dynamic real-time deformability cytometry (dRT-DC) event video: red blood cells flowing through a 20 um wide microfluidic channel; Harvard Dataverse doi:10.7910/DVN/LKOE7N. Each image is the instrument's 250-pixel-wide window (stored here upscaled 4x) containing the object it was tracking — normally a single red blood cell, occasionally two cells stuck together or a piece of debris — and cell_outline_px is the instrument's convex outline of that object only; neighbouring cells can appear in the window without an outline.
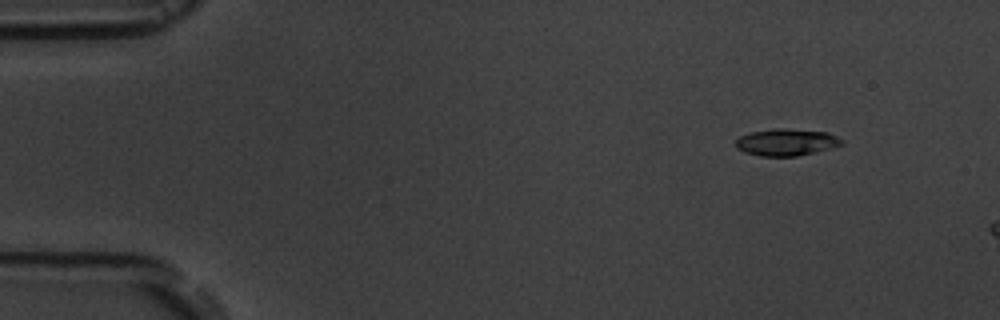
{"species": "common noctule bat (a hibernating species)", "species_latin": "Nyctalus noctula", "temperature_condition": "room temperature", "stored_images_in_passage": 4, "camera_frame_rate_fps": 3000, "um_per_image_px": 0.085, "animal": {"sex": "male", "body_mass_g": 19.5, "forearm_length_mm": 54.6}, "frame": {"image": 1, "passage_image": 2, "time_ms": 1.0, "image_size_px": [1000, 320], "cell_outline_px": [[844, 144], [832, 148], [796, 156], [760, 156], [744, 152], [736, 148], [736, 140], [740, 136], [752, 132], [776, 128], [784, 128], [828, 132], [844, 140]], "centroid_in_image_um": [66.86, 12.09], "position_along_channel_um": 18.1, "area_um2": 16.65}}